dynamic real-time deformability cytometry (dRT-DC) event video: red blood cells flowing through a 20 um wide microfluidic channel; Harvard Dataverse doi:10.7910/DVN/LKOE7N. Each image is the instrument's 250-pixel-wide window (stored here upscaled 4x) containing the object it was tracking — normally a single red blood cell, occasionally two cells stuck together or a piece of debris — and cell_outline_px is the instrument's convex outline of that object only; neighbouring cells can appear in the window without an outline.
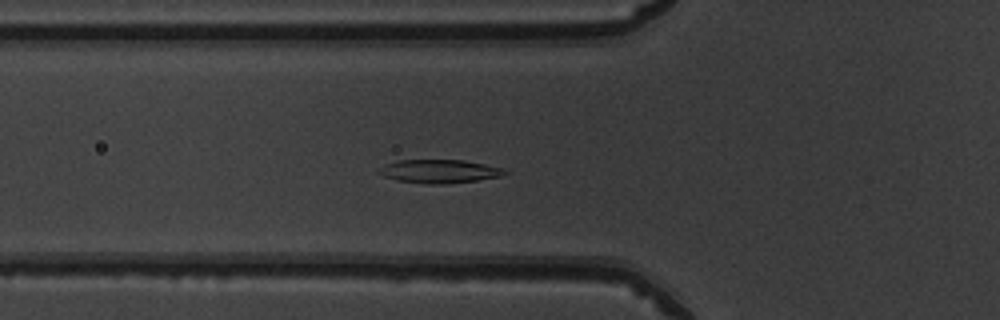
{"species": "common noctule bat (a hibernating species)", "species_latin": "Nyctalus noctula", "temperature_condition": "warm", "stored_images_in_passage": 51, "camera_frame_rate_fps": 3000, "um_per_image_px": 0.085, "animal": {"sex": "male", "body_mass_g": 19.5, "forearm_length_mm": 54.6}, "frame": {"image": 1, "passage_image": 18, "time_ms": 5.667, "image_size_px": [1000, 320], "cell_outline_px": [[508, 172], [500, 176], [476, 180], [448, 184], [424, 184], [396, 180], [384, 176], [376, 172], [380, 168], [388, 164], [400, 160], [464, 160], [504, 168]], "centroid_in_image_um": [37.35, 14.57], "position_along_channel_um": 88.5, "area_um2": 17.11}}
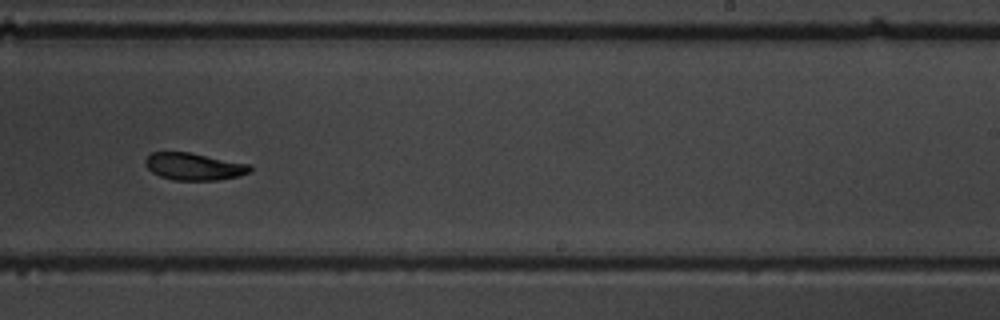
{"frame": {"image": 2, "passage_image": 32, "time_ms": 10.333, "image_size_px": [1000, 320], "cell_outline_px": [[252, 172], [240, 176], [216, 180], [172, 180], [160, 176], [152, 172], [144, 164], [144, 160], [152, 152], [192, 152], [248, 164], [252, 168]], "centroid_in_image_um": [16.49, 14.15], "position_along_channel_um": 272.5, "area_um2": 16.7}}
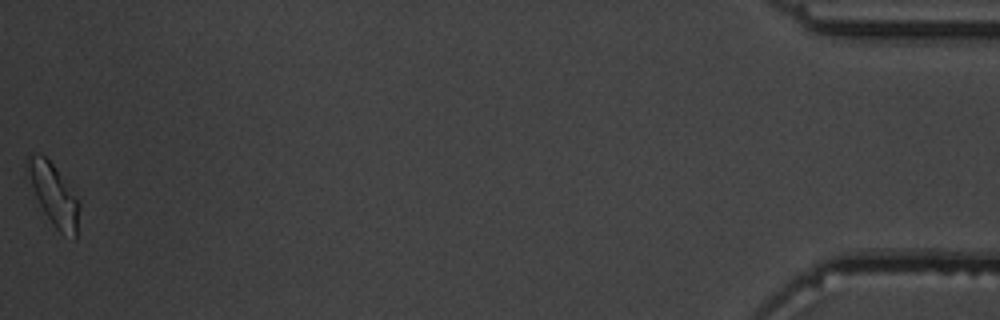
{"frame": {"image": 3, "passage_image": 51, "time_ms": 16.667, "image_size_px": [1000, 320], "cell_outline_px": [[80, 208], [76, 240], [64, 236], [56, 228], [44, 212], [24, 176], [24, 160], [28, 152], [36, 152], [44, 156], [52, 164], [80, 200]], "centroid_in_image_um": [4.5, 16.49], "position_along_channel_um": 430.7, "area_um2": 19.36}, "authors_computed_cell_mechanics": {"area_um2": 17.629, "velocity_mm_per_s": 3.9487, "shape_relaxation_time_tau1_ms": 7.8509, "shape_relaxation_time_tau2_ms": 5.4868, "deformation_change_tau1": 0.1928, "deformation_change_tau2": 0.1173}}